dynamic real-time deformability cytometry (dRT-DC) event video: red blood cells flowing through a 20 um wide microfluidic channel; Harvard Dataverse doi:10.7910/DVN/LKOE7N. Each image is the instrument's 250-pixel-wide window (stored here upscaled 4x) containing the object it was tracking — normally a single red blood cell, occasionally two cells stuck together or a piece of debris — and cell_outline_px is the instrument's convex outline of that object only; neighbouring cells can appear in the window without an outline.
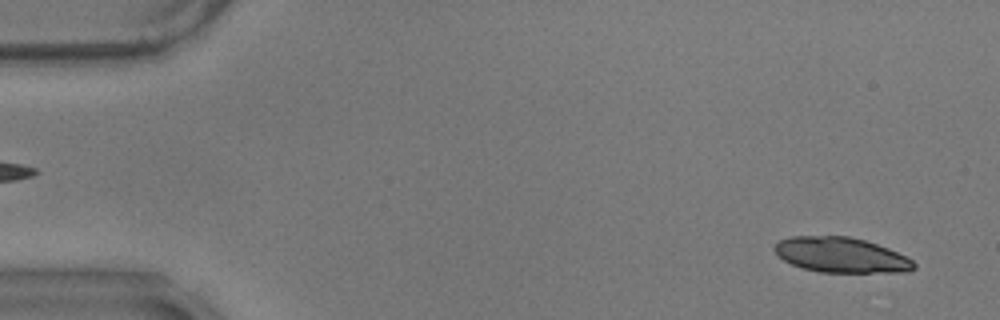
{"species": "common noctule bat (a hibernating species)", "species_latin": "Nyctalus noctula", "temperature_condition": "warm", "stored_images_in_passage": 30, "camera_frame_rate_fps": 3000, "um_per_image_px": 0.085, "animal": {"sex": "male", "body_mass_g": 17.9}, "frame": {"image": 1, "passage_image": 3, "time_ms": 0.667, "image_size_px": [1000, 320], "cell_outline_px": [[916, 268], [908, 272], [820, 272], [804, 268], [792, 264], [784, 260], [772, 248], [780, 240], [792, 236], [848, 236], [864, 240], [888, 248], [912, 260], [916, 264]], "centroid_in_image_um": [71.5, 21.67], "position_along_channel_um": 13.5, "area_um2": 28.32}}
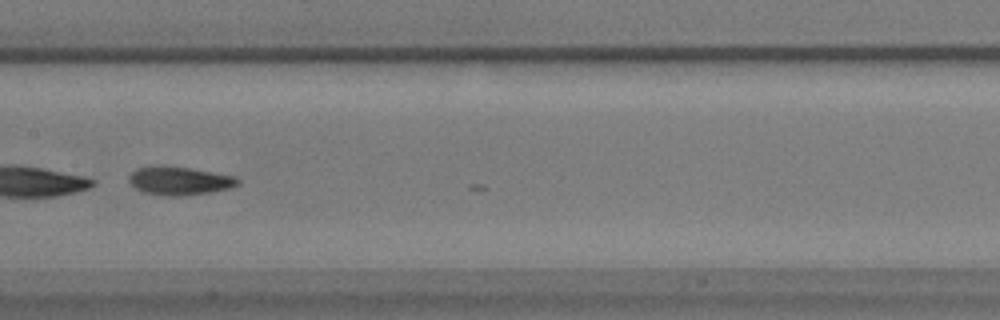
{"frame": {"image": 2, "passage_image": 29, "time_ms": 9.333, "image_size_px": [1000, 320], "cell_outline_px": [[240, 184], [228, 188], [208, 192], [184, 196], [168, 196], [144, 192], [136, 188], [128, 180], [128, 176], [136, 168], [164, 164], [236, 176], [240, 180]], "centroid_in_image_um": [15.23, 15.35], "position_along_channel_um": 192.2, "area_um2": 18.03}}